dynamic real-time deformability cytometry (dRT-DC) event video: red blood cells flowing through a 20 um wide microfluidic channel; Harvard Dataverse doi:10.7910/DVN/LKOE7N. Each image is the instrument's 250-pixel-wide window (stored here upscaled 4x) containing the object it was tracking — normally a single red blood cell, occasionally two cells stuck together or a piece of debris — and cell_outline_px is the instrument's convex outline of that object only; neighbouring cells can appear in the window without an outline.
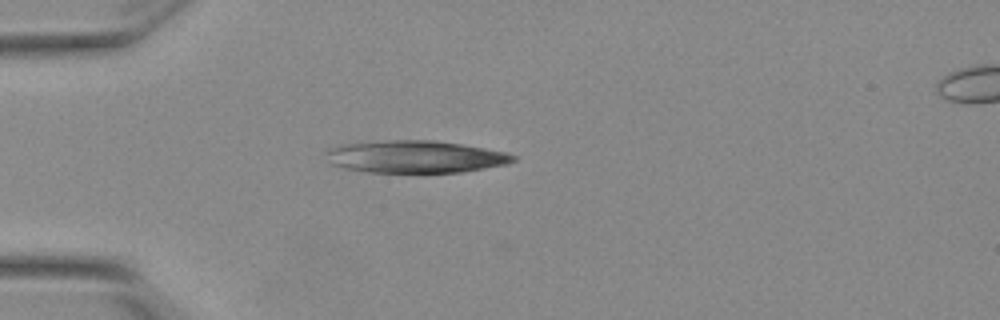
{"species": "Egyptian fruit bat (a non-hibernating species)", "species_latin": "Rousettus aegyptiacus", "temperature_condition": "warm", "stored_images_in_passage": 35, "camera_frame_rate_fps": 3000, "um_per_image_px": 0.085, "animal": {"sex": "female"}, "frame": {"image": 1, "passage_image": 1, "time_ms": 0.0, "image_size_px": [1000, 320], "cell_outline_px": [[516, 160], [508, 164], [460, 172], [368, 172], [344, 168], [328, 164], [328, 152], [332, 148], [348, 144], [388, 140], [436, 140], [484, 148], [504, 152], [516, 156]], "centroid_in_image_um": [35.33, 13.33], "position_along_channel_um": 49.7, "area_um2": 34.85}}
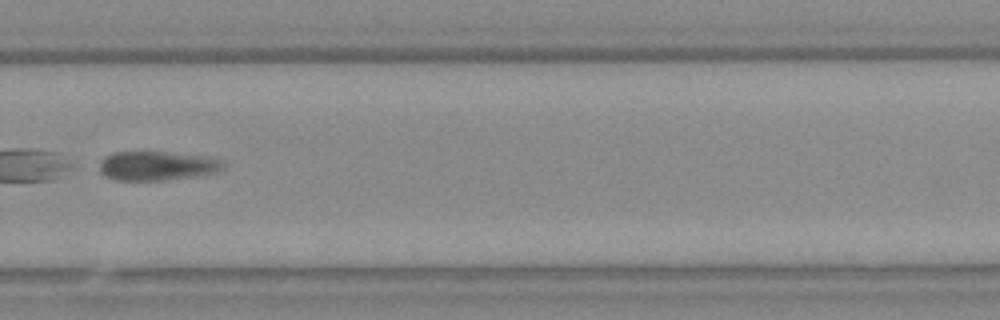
{"frame": {"image": 2, "passage_image": 24, "time_ms": 7.667, "image_size_px": [1000, 320], "cell_outline_px": [[224, 168], [216, 172], [164, 180], [116, 180], [104, 176], [100, 172], [100, 160], [104, 156], [112, 152], [164, 152], [204, 156], [224, 160]], "centroid_in_image_um": [13.3, 14.08], "position_along_channel_um": 316.5, "area_um2": 20.92}}
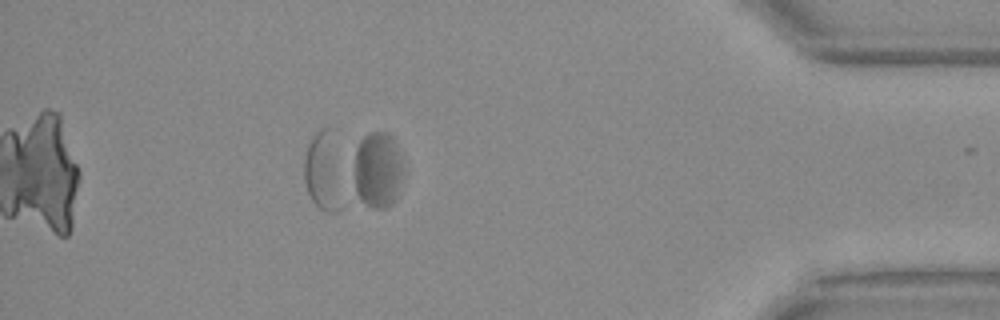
{"frame": {"image": 3, "passage_image": 34, "time_ms": 11.0, "image_size_px": [1000, 320], "cell_outline_px": [[404, 172], [400, 188], [392, 204], [384, 208], [372, 208], [356, 192], [356, 148], [360, 140], [364, 136], [372, 132], [388, 132], [392, 136], [396, 144], [404, 168]], "centroid_in_image_um": [32.17, 14.41], "position_along_channel_um": 403.0, "area_um2": 21.5}}